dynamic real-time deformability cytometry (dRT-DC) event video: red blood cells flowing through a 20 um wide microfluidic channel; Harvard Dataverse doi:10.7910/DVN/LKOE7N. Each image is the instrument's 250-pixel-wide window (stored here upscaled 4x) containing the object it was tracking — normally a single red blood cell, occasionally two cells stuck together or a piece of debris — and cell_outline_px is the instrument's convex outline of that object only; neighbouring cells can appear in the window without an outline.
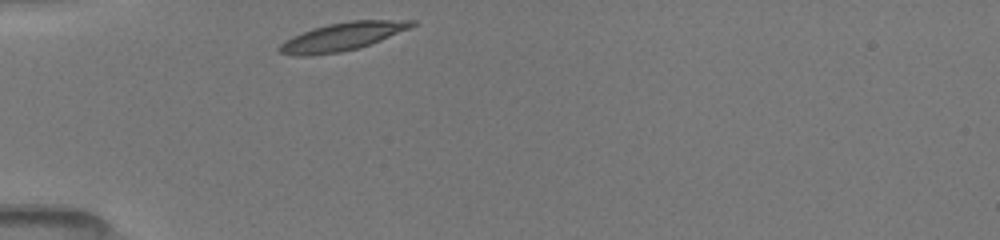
{"species": "common noctule bat (a hibernating species)", "species_latin": "Nyctalus noctula", "temperature_condition": "room temperature", "stored_images_in_passage": 29, "camera_frame_rate_fps": 3000, "um_per_image_px": 0.085, "animal": {"sex": "female", "body_mass_g": 19.5, "forearm_length_mm": 54.1}, "frame": {"image": 1, "passage_image": 1, "time_ms": 0.0, "image_size_px": [1000, 240], "cell_outline_px": [[416, 24], [412, 28], [360, 48], [340, 52], [308, 56], [296, 56], [280, 52], [276, 48], [284, 40], [292, 36], [312, 28], [328, 24], [348, 20], [416, 20]], "centroid_in_image_um": [29.1, 3.11], "position_along_channel_um": 55.9, "area_um2": 21.91}}
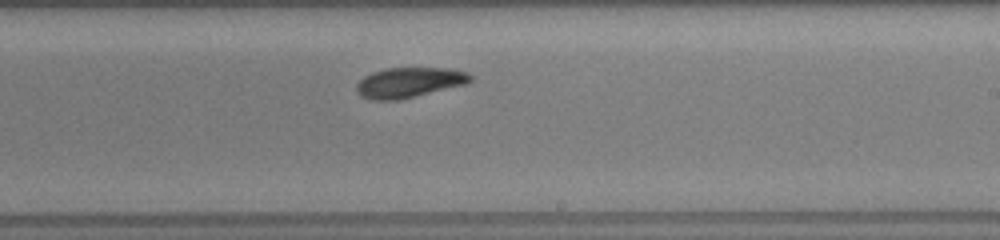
{"frame": {"image": 2, "passage_image": 17, "time_ms": 5.333, "image_size_px": [1000, 240], "cell_outline_px": [[472, 80], [468, 84], [400, 100], [372, 100], [360, 96], [356, 92], [356, 84], [364, 76], [372, 72], [384, 68], [448, 68], [468, 72], [472, 76]], "centroid_in_image_um": [34.79, 7.01], "position_along_channel_um": 254.2, "area_um2": 20.35}}
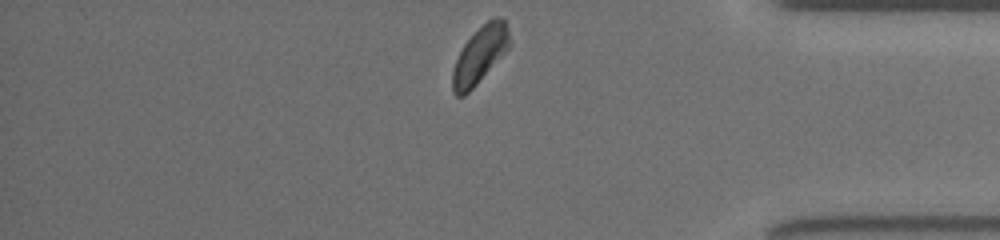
{"frame": {"image": 3, "passage_image": 29, "time_ms": 9.333, "image_size_px": [1000, 240], "cell_outline_px": [[512, 44], [476, 84], [464, 96], [456, 96], [452, 92], [452, 72], [456, 60], [464, 44], [492, 16], [504, 16], [508, 28]], "centroid_in_image_um": [40.82, 4.64], "position_along_channel_um": 394.4, "area_um2": 18.67}, "authors_computed_cell_mechanics": {"area_um2": 20.3456, "velocity_mm_per_s": 3.979, "shape_relaxation_time_tau1_ms": 2.043, "shape_relaxation_time_tau2_ms": 3.6209, "deformation_change_tau1": 0.1048, "deformation_change_tau2": 0.0829}}